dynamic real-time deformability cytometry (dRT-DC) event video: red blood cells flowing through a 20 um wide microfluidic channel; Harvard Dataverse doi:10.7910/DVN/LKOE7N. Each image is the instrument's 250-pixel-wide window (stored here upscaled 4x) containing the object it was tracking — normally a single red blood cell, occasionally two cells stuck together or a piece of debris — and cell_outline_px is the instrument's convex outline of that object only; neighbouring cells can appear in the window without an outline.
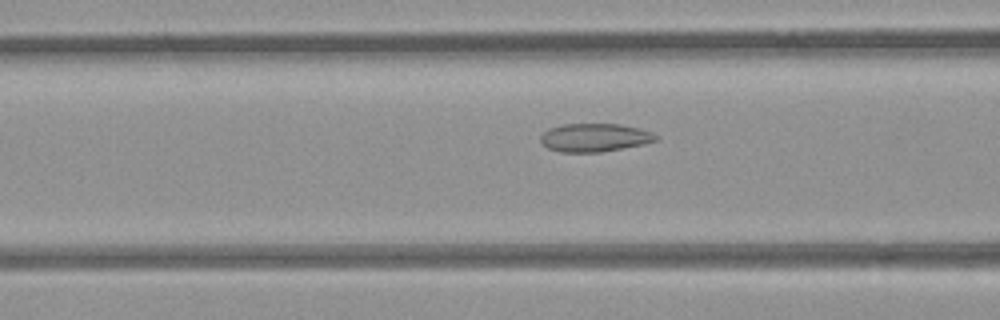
{"species": "common noctule bat (a hibernating species)", "species_latin": "Nyctalus noctula", "temperature_condition": "room temperature", "stored_images_in_passage": 55, "camera_frame_rate_fps": 3000, "um_per_image_px": 0.085, "animal": {"sex": "female", "body_mass_g": 21.9}, "frame": {"image": 1, "passage_image": 22, "time_ms": 7.0, "image_size_px": [1000, 320], "cell_outline_px": [[660, 136], [656, 140], [644, 144], [600, 152], [560, 152], [548, 148], [540, 140], [540, 136], [548, 128], [564, 124], [620, 124], [640, 128], [652, 132]], "centroid_in_image_um": [50.56, 11.69], "position_along_channel_um": 116.0, "area_um2": 19.02}}
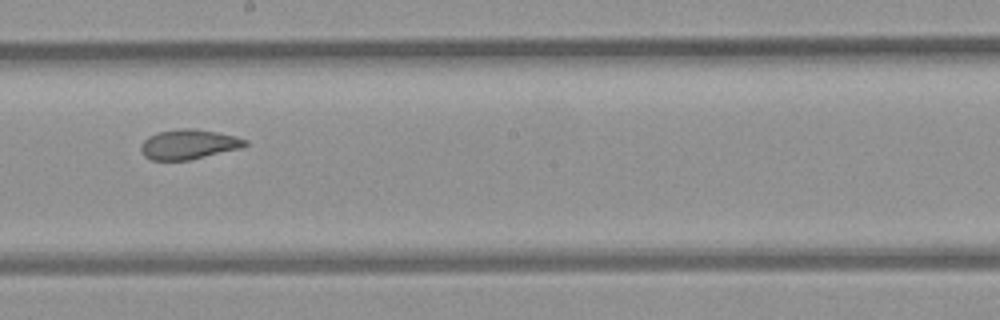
{"frame": {"image": 2, "passage_image": 31, "time_ms": 10.0, "image_size_px": [1000, 320], "cell_outline_px": [[248, 144], [240, 148], [188, 160], [152, 160], [144, 156], [140, 148], [140, 144], [148, 136], [160, 132], [180, 128], [192, 128], [216, 132], [236, 136], [248, 140]], "centroid_in_image_um": [16.02, 12.26], "position_along_channel_um": 232.2, "area_um2": 17.98}}
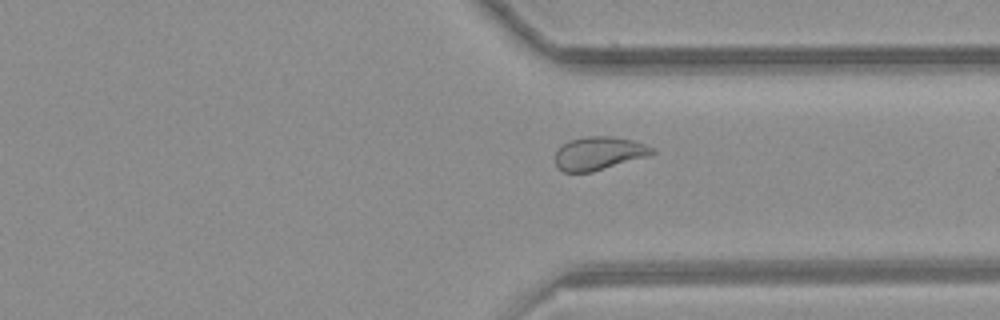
{"frame": {"image": 3, "passage_image": 41, "time_ms": 13.333, "image_size_px": [1000, 320], "cell_outline_px": [[656, 152], [648, 156], [592, 172], [564, 172], [556, 168], [556, 152], [568, 140], [588, 136], [612, 136], [632, 140], [656, 148]], "centroid_in_image_um": [50.92, 13.03], "position_along_channel_um": 360.5, "area_um2": 18.79}}